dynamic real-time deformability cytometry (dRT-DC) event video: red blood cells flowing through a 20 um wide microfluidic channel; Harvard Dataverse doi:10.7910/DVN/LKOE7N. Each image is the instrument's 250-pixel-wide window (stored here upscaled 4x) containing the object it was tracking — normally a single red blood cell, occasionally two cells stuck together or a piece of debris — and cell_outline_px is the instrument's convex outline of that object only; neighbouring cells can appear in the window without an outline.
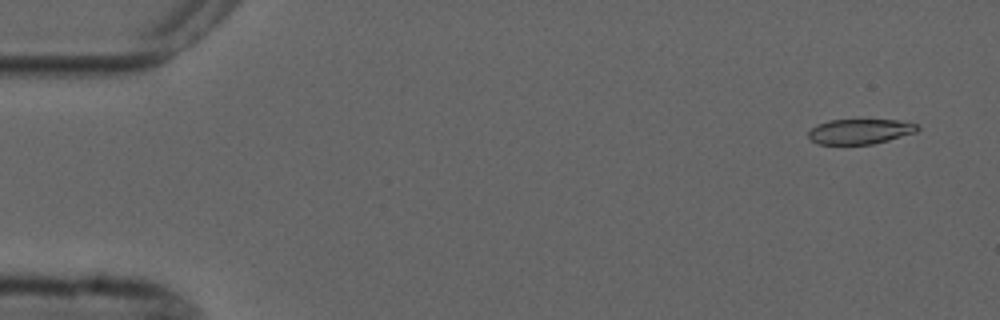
{"species": "common noctule bat (a hibernating species)", "species_latin": "Nyctalus noctula", "temperature_condition": "cold", "stored_images_in_passage": 4, "camera_frame_rate_fps": 3000, "um_per_image_px": 0.085, "animal": {"sex": "male", "forearm_length_mm": 52.5}, "frame": {"image": 1, "passage_image": 1, "time_ms": 0.0, "image_size_px": [1000, 320], "cell_outline_px": [[920, 128], [916, 132], [888, 140], [872, 144], [820, 144], [812, 140], [808, 136], [808, 132], [816, 124], [828, 120], [900, 120], [920, 124]], "centroid_in_image_um": [73.13, 11.16], "position_along_channel_um": 11.9, "area_um2": 15.95}}
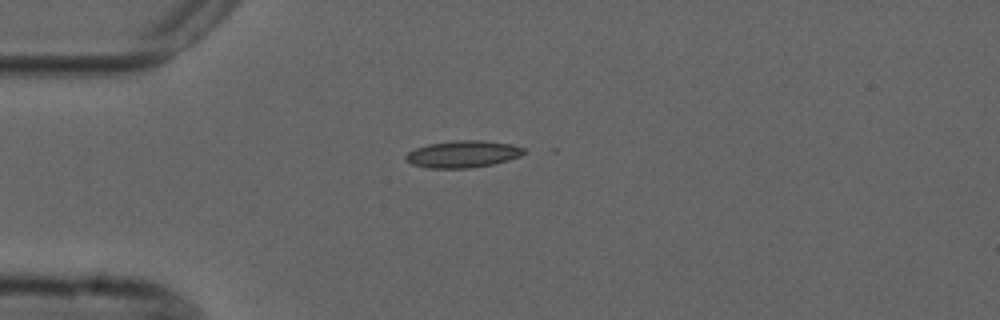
{"frame": {"image": 2, "passage_image": 4, "time_ms": 3.667, "image_size_px": [1000, 320], "cell_outline_px": [[524, 152], [520, 156], [508, 160], [492, 164], [468, 168], [428, 168], [412, 164], [404, 160], [404, 156], [408, 152], [416, 148], [428, 144], [456, 140], [484, 140], [512, 144], [524, 148]], "centroid_in_image_um": [39.32, 13.09], "position_along_channel_um": 45.7, "area_um2": 18.55}}